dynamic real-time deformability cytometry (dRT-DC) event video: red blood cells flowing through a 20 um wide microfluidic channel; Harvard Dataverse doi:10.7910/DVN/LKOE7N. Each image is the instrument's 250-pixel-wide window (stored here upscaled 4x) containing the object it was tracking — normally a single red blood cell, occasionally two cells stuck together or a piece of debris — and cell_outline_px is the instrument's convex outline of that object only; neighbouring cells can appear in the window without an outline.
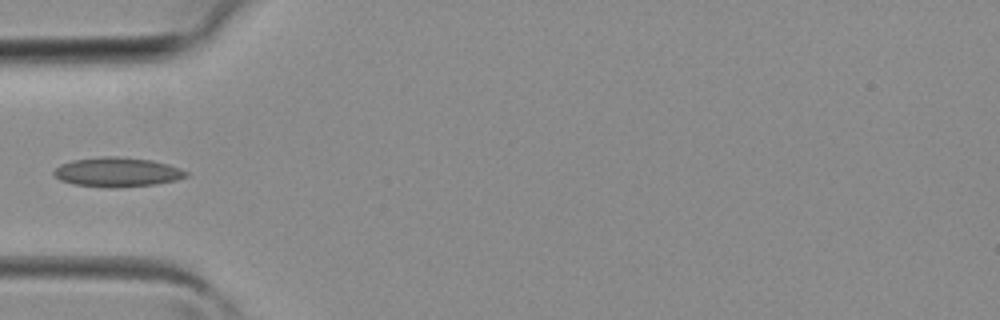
{"species": "common noctule bat (a hibernating species)", "species_latin": "Nyctalus noctula", "temperature_condition": "room temperature", "stored_images_in_passage": 3, "camera_frame_rate_fps": 3000, "um_per_image_px": 0.085, "animal": {"sex": "female", "body_mass_g": 19.3, "forearm_length_mm": 54.1}, "frame": {"image": 1, "passage_image": 3, "time_ms": 0.667, "image_size_px": [1000, 320], "cell_outline_px": [[188, 176], [176, 180], [156, 184], [116, 188], [108, 188], [72, 184], [60, 180], [52, 172], [60, 164], [72, 160], [100, 156], [116, 156], [148, 160], [168, 164], [180, 168], [188, 172]], "centroid_in_image_um": [9.94, 14.63], "position_along_channel_um": 75.1, "area_um2": 22.77}}